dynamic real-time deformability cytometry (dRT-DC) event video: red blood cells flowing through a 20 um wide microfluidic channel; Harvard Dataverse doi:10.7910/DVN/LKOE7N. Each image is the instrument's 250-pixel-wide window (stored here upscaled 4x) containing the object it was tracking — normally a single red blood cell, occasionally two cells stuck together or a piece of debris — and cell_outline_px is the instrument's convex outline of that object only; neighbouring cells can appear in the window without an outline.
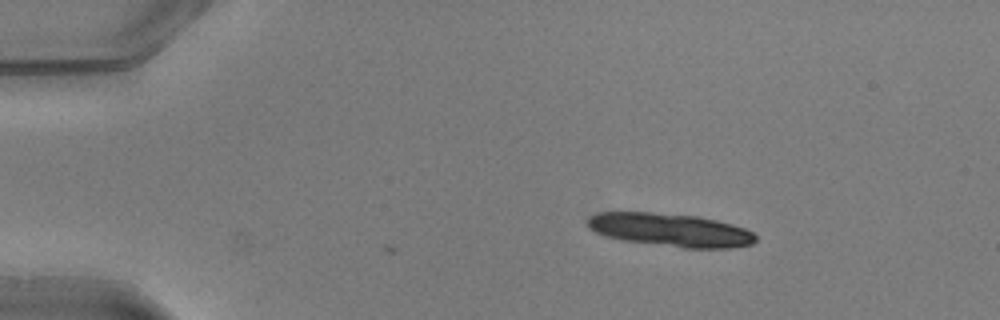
{"species": "common noctule bat (a hibernating species)", "species_latin": "Nyctalus noctula", "temperature_condition": "warm", "stored_images_in_passage": 6, "camera_frame_rate_fps": 3000, "um_per_image_px": 0.085, "animal": {"sex": "male", "body_mass_g": 20.5, "forearm_length_mm": 52.5}, "frame": {"image": 1, "passage_image": 6, "time_ms": 1.667, "image_size_px": [1000, 320], "cell_outline_px": [[756, 240], [752, 244], [732, 248], [684, 248], [624, 240], [604, 236], [588, 228], [588, 216], [596, 212], [652, 212], [696, 216], [716, 220], [732, 224], [744, 228], [752, 232], [756, 236]], "centroid_in_image_um": [56.96, 19.54], "position_along_channel_um": 28.0, "area_um2": 32.54}}